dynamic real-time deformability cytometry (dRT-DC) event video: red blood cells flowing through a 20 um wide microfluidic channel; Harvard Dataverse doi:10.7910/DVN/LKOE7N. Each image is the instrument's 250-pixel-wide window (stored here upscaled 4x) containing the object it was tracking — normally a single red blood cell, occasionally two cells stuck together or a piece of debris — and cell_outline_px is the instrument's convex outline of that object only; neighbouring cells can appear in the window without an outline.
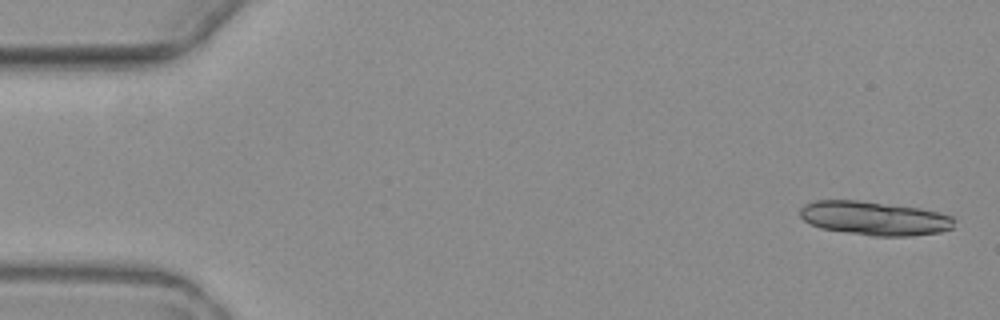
{"species": "common noctule bat (a hibernating species)", "species_latin": "Nyctalus noctula", "temperature_condition": "warm", "stored_images_in_passage": 5, "camera_frame_rate_fps": 3000, "um_per_image_px": 0.085, "animal": {"sex": "female", "body_mass_g": 19.3, "forearm_length_mm": 54.1}, "frame": {"image": 1, "passage_image": 1, "time_ms": 0.0, "image_size_px": [1000, 320], "cell_outline_px": [[956, 220], [952, 228], [940, 232], [908, 236], [872, 236], [820, 228], [804, 220], [800, 216], [800, 208], [804, 204], [816, 200], [856, 200], [920, 208], [952, 216]], "centroid_in_image_um": [74.32, 18.55], "position_along_channel_um": 10.7, "area_um2": 30.35}}